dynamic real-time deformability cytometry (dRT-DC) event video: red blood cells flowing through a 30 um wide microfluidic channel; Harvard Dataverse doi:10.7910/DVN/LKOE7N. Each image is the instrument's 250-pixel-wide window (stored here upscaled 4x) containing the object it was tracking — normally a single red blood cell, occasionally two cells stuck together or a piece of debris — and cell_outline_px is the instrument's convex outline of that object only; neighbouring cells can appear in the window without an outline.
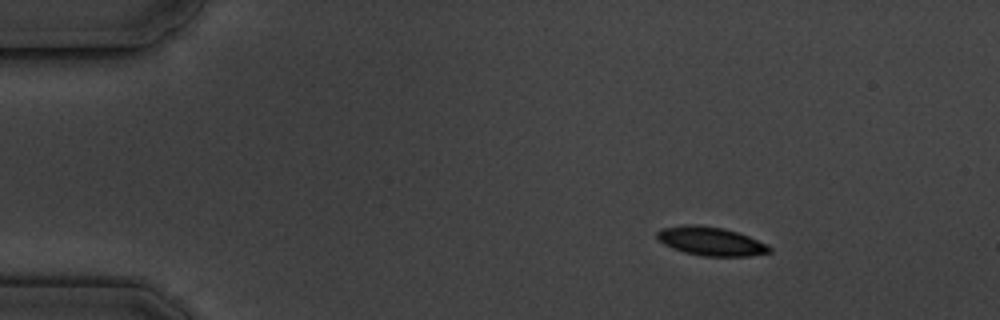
{"species": "common noctule bat (a hibernating species)", "species_latin": "Nyctalus noctula", "temperature_condition": "cold", "stored_images_in_passage": 5, "camera_frame_rate_fps": 3000, "um_per_image_px": 0.085, "animal": {"sex": "male", "body_mass_g": 19.5, "forearm_length_mm": 54.6}, "frame": {"image": 1, "passage_image": 1, "time_ms": 0.0, "image_size_px": [1000, 320], "cell_outline_px": [[772, 252], [748, 256], [700, 256], [684, 252], [672, 248], [664, 244], [656, 236], [656, 232], [660, 228], [684, 224], [696, 224], [724, 228], [748, 236], [772, 248]], "centroid_in_image_um": [60.37, 20.5], "position_along_channel_um": 24.6, "area_um2": 18.79}}
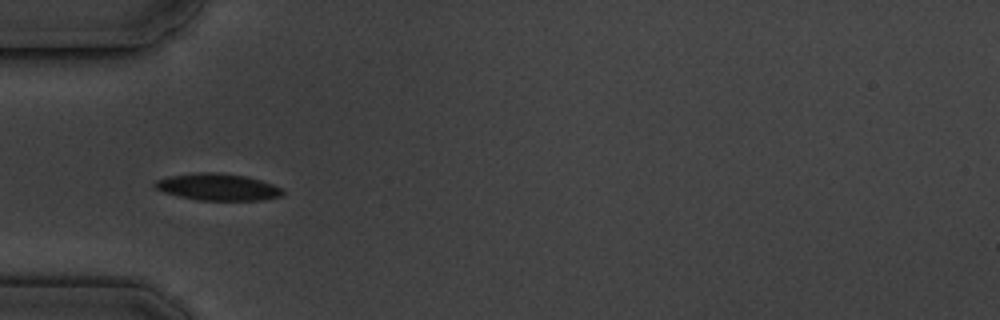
{"frame": {"image": 2, "passage_image": 4, "time_ms": 3.333, "image_size_px": [1000, 320], "cell_outline_px": [[284, 192], [280, 196], [260, 200], [196, 200], [164, 192], [156, 188], [152, 184], [156, 180], [168, 176], [196, 172], [216, 172], [244, 176], [260, 180], [284, 188]], "centroid_in_image_um": [18.49, 15.89], "position_along_channel_um": 66.5, "area_um2": 19.94}}